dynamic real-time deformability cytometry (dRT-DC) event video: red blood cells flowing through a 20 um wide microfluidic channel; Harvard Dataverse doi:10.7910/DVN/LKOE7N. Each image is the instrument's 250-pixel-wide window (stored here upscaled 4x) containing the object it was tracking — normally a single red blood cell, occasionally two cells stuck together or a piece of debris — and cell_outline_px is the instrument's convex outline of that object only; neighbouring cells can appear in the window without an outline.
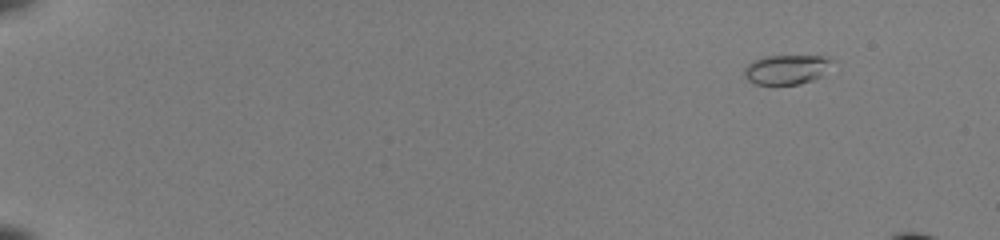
{"species": "common noctule bat (a hibernating species)", "species_latin": "Nyctalus noctula", "temperature_condition": "room temperature", "stored_images_in_passage": 13, "camera_frame_rate_fps": 3000, "um_per_image_px": 0.085, "animal": {"sex": "female", "body_mass_g": 22.0, "forearm_length_mm": 56.7}, "frame": {"image": 1, "passage_image": 1, "time_ms": 0.0, "image_size_px": [1000, 240], "cell_outline_px": [[828, 60], [820, 76], [812, 80], [800, 84], [756, 84], [748, 80], [744, 76], [744, 68], [752, 60], [764, 56], [820, 56]], "centroid_in_image_um": [66.69, 5.91], "position_along_channel_um": 18.3, "area_um2": 14.51}}